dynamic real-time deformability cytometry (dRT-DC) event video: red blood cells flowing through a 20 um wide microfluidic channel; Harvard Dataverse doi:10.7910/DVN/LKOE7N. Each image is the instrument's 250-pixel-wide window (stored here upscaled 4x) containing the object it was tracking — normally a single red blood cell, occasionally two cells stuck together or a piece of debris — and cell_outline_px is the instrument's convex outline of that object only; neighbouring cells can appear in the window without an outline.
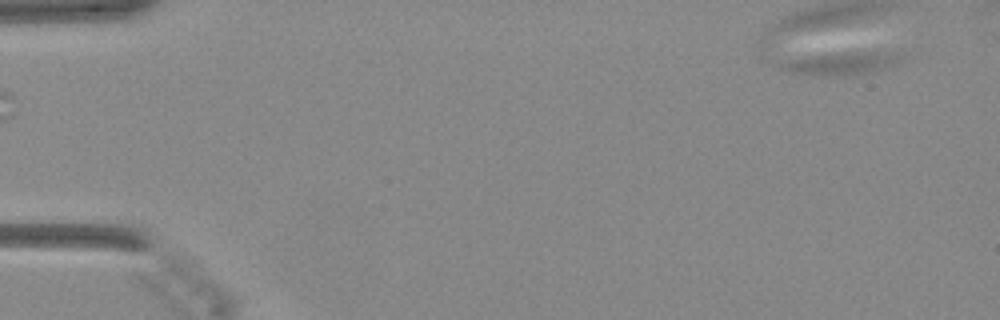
{"species": "Egyptian fruit bat (a non-hibernating species)", "species_latin": "Rousettus aegyptiacus", "temperature_condition": "warm", "stored_images_in_passage": 1, "camera_frame_rate_fps": 3000, "um_per_image_px": 0.085, "animal": {"sex": "female"}, "frame": {"image": 1, "passage_image": 1, "time_ms": 0.0, "image_size_px": [1000, 320], "cell_outline_px": [[904, 56], [900, 64], [888, 68], [872, 72], [852, 76], [816, 76], [788, 72], [764, 60], [848, 52], [896, 52]], "centroid_in_image_um": [71.32, 5.4], "position_along_channel_um": 13.7, "area_um2": 17.28}}